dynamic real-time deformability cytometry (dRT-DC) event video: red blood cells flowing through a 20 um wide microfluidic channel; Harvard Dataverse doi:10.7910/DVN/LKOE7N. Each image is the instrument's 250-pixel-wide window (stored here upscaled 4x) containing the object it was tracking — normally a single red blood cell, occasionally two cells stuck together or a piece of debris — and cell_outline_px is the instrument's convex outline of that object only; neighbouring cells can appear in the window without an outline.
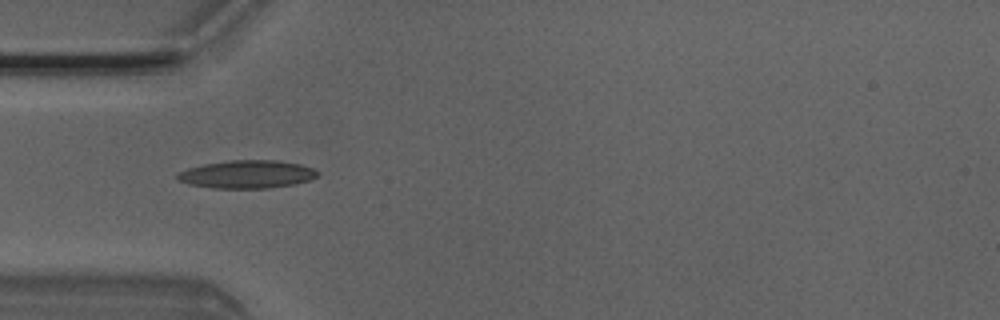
{"species": "Egyptian fruit bat (a non-hibernating species)", "species_latin": "Rousettus aegyptiacus", "temperature_condition": "room temperature", "stored_images_in_passage": 5, "camera_frame_rate_fps": 3000, "um_per_image_px": 0.085, "animal": {"sex": "male"}, "frame": {"image": 1, "passage_image": 2, "time_ms": 0.333, "image_size_px": [1000, 320], "cell_outline_px": [[320, 172], [312, 180], [296, 184], [268, 188], [212, 188], [188, 184], [176, 180], [176, 176], [180, 172], [188, 168], [204, 164], [228, 160], [276, 160], [300, 164], [312, 168]], "centroid_in_image_um": [21.0, 14.82], "position_along_channel_um": 64.0, "area_um2": 23.0}}